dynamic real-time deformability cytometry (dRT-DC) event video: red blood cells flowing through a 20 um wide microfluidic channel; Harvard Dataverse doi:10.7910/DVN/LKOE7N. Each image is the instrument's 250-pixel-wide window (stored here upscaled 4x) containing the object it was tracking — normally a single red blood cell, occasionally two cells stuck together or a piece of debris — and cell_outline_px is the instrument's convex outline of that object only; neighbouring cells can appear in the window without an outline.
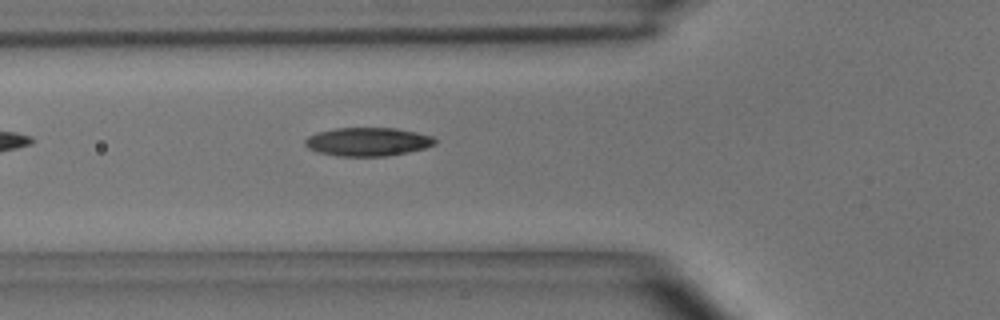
{"species": "common noctule bat (a hibernating species)", "species_latin": "Nyctalus noctula", "temperature_condition": "room temperature", "stored_images_in_passage": 2, "camera_frame_rate_fps": 3000, "um_per_image_px": 0.085, "animal": {"sex": "male", "body_mass_g": 15.6}, "frame": {"image": 1, "passage_image": 2, "time_ms": 0.333, "image_size_px": [1000, 320], "cell_outline_px": [[436, 144], [424, 148], [408, 152], [388, 156], [336, 156], [316, 152], [308, 148], [304, 144], [304, 140], [308, 136], [316, 132], [336, 128], [396, 128], [416, 132], [432, 136], [436, 140]], "centroid_in_image_um": [31.23, 12.05], "position_along_channel_um": 94.6, "area_um2": 21.73}}